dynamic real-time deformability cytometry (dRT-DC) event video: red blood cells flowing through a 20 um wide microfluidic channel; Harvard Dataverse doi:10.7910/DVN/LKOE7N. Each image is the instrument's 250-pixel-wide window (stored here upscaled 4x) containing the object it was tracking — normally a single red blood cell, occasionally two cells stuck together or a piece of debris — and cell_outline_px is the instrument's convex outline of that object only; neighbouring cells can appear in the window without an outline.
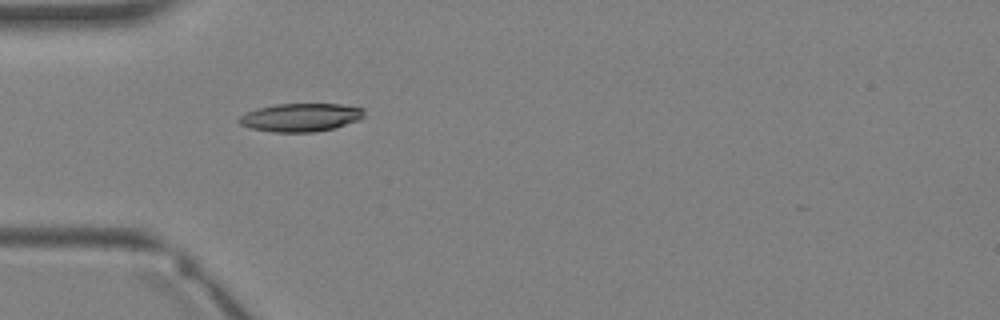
{"species": "Egyptian fruit bat (a non-hibernating species)", "species_latin": "Rousettus aegyptiacus", "temperature_condition": "warm", "stored_images_in_passage": 3, "camera_frame_rate_fps": 3000, "um_per_image_px": 0.085, "animal": {"sex": "female"}, "frame": {"image": 1, "passage_image": 3, "time_ms": 2.333, "image_size_px": [1000, 320], "cell_outline_px": [[364, 116], [360, 120], [332, 128], [316, 132], [272, 132], [252, 128], [240, 124], [236, 120], [240, 116], [256, 108], [276, 104], [340, 104], [364, 108]], "centroid_in_image_um": [25.56, 9.97], "position_along_channel_um": 59.4, "area_um2": 20.58}}